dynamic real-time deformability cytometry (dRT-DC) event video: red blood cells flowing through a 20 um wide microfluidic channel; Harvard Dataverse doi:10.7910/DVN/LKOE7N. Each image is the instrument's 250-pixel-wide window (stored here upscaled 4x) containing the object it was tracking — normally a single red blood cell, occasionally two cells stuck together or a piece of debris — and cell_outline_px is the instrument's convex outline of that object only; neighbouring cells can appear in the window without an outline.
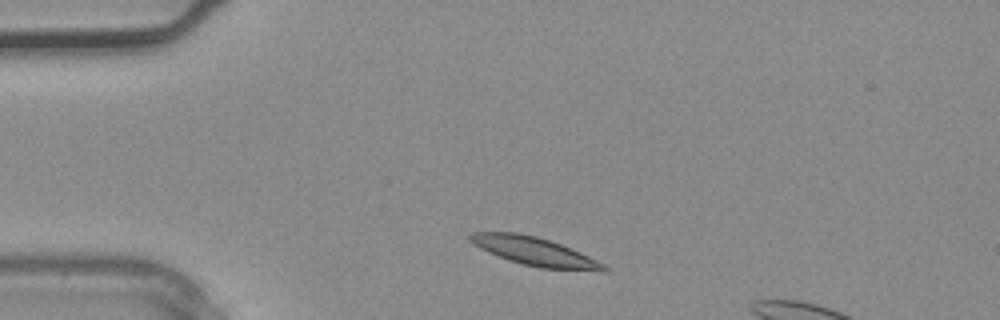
{"species": "common noctule bat (a hibernating species)", "species_latin": "Nyctalus noctula", "temperature_condition": "warm", "stored_images_in_passage": 3, "camera_frame_rate_fps": 3000, "um_per_image_px": 0.085, "animal": {"sex": "male", "body_mass_g": 20.4}, "frame": {"image": 1, "passage_image": 1, "time_ms": 0.0, "image_size_px": [1000, 320], "cell_outline_px": [[612, 268], [608, 272], [604, 272], [540, 268], [508, 260], [488, 252], [480, 248], [468, 240], [468, 236], [472, 232], [516, 232], [536, 236], [560, 244], [580, 252]], "centroid_in_image_um": [45.49, 21.39], "position_along_channel_um": 39.5, "area_um2": 22.25}}